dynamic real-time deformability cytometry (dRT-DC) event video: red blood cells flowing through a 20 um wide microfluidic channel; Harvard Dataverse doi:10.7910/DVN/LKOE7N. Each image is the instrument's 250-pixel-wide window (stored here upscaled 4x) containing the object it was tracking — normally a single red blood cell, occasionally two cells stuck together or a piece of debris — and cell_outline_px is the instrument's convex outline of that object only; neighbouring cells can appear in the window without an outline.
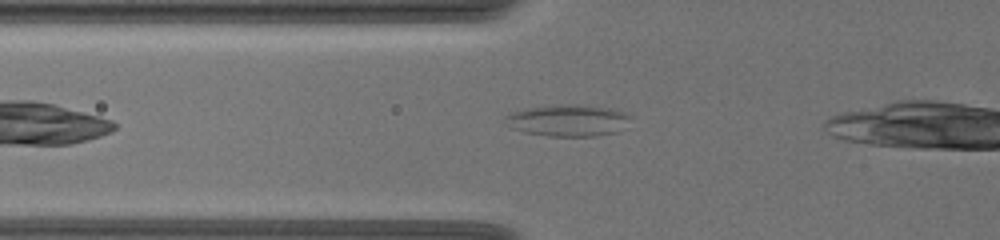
{"species": "common noctule bat (a hibernating species)", "species_latin": "Nyctalus noctula", "temperature_condition": "warm", "stored_images_in_passage": 39, "camera_frame_rate_fps": 3000, "um_per_image_px": 0.085, "animal": {"sex": "female", "body_mass_g": 19.5, "forearm_length_mm": 54.1}, "frame": {"image": 1, "passage_image": 9, "time_ms": 2.667, "image_size_px": [1000, 240], "cell_outline_px": [[624, 116], [616, 132], [596, 136], [548, 136], [524, 132], [512, 128], [508, 116], [516, 112], [532, 108], [600, 108], [616, 112]], "centroid_in_image_um": [48.15, 10.34], "position_along_channel_um": 77.7, "area_um2": 20.06}}
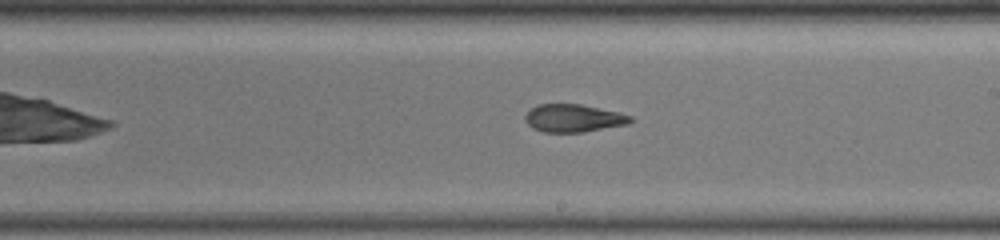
{"frame": {"image": 2, "passage_image": 23, "time_ms": 7.333, "image_size_px": [1000, 240], "cell_outline_px": [[632, 120], [628, 124], [584, 132], [544, 132], [532, 128], [524, 120], [524, 116], [532, 108], [540, 104], [580, 104], [616, 112], [632, 116]], "centroid_in_image_um": [48.72, 10.05], "position_along_channel_um": 240.3, "area_um2": 16.88}}
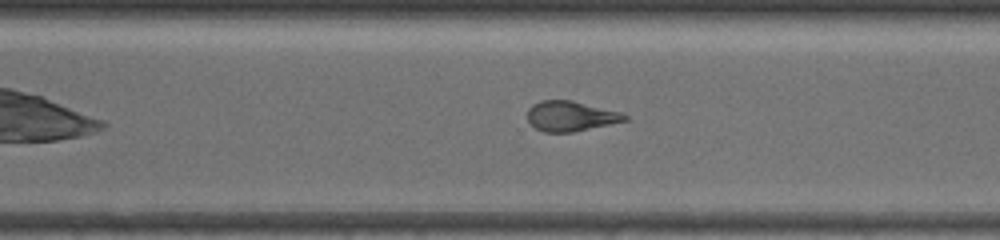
{"frame": {"image": 3, "passage_image": 30, "time_ms": 9.667, "image_size_px": [1000, 240], "cell_outline_px": [[628, 120], [572, 132], [544, 132], [536, 128], [528, 120], [528, 108], [532, 104], [540, 100], [572, 100], [620, 112], [628, 116]], "centroid_in_image_um": [48.49, 9.86], "position_along_channel_um": 322.1, "area_um2": 16.94}}